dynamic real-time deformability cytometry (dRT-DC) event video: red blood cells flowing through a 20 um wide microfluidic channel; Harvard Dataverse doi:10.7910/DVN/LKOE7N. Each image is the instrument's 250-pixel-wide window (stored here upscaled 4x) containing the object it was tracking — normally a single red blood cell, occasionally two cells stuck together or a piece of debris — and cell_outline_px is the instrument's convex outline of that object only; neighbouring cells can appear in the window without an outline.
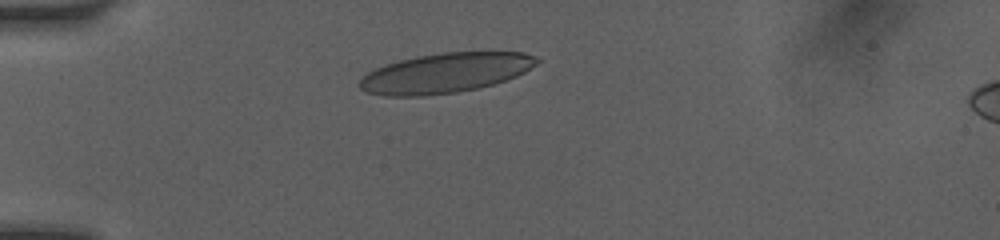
{"species": "human", "species_latin": "Homo sapiens", "temperature_condition": "room temperature", "stored_images_in_passage": 21, "camera_frame_rate_fps": 3000, "um_per_image_px": 0.085, "donor": {"sex": "female"}, "frame": {"image": 1, "passage_image": 1, "time_ms": 0.0, "image_size_px": [1000, 240], "cell_outline_px": [[544, 60], [524, 72], [516, 76], [492, 84], [476, 88], [456, 92], [420, 96], [384, 96], [364, 92], [360, 88], [360, 80], [368, 72], [376, 68], [400, 60], [420, 56], [444, 52], [524, 52], [536, 56]], "centroid_in_image_um": [37.89, 6.2], "position_along_channel_um": 47.1, "area_um2": 40.86}}
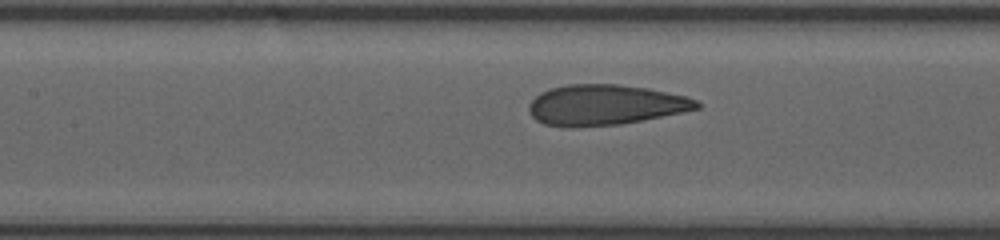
{"frame": {"image": 2, "passage_image": 9, "time_ms": 3.333, "image_size_px": [1000, 240], "cell_outline_px": [[700, 108], [620, 124], [544, 124], [536, 120], [532, 116], [528, 108], [528, 104], [540, 92], [552, 88], [568, 84], [620, 84], [648, 88], [684, 96], [696, 100], [700, 104]], "centroid_in_image_um": [51.44, 8.87], "position_along_channel_um": 156.0, "area_um2": 38.26}}
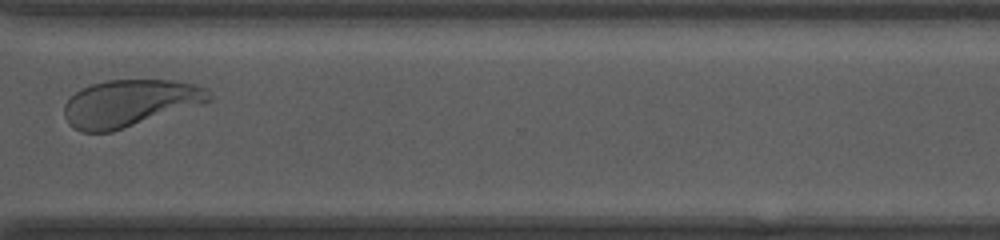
{"frame": {"image": 3, "passage_image": 20, "time_ms": 8.333, "image_size_px": [1000, 240], "cell_outline_px": [[212, 100], [204, 104], [112, 132], [80, 132], [68, 124], [64, 116], [64, 104], [76, 92], [92, 84], [104, 80], [176, 80], [196, 84], [208, 88], [212, 96]], "centroid_in_image_um": [11.07, 8.77], "position_along_channel_um": 359.5, "area_um2": 40.06}, "authors_computed_cell_mechanics": {"area_um2": 39.4774, "velocity_mm_per_s": 4.0853, "shape_relaxation_time_tau1_ms": 3.252, "shape_relaxation_time_tau2_ms": 0.7511, "deformation_change_tau1": 0.1503, "deformation_change_tau2": 0.0718}}